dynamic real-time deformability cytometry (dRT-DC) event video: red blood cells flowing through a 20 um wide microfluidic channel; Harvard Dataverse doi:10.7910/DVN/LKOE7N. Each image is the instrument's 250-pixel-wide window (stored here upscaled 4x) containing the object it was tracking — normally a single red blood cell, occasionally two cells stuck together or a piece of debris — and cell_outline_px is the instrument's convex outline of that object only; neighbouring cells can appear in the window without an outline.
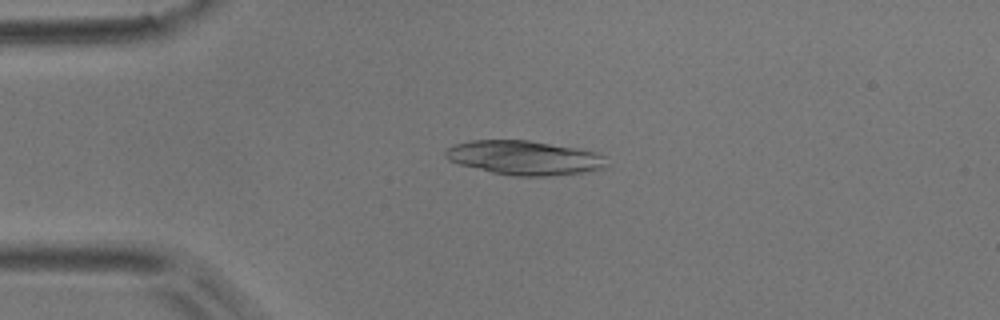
{"species": "common noctule bat (a hibernating species)", "species_latin": "Nyctalus noctula", "temperature_condition": "room temperature", "stored_images_in_passage": 5, "camera_frame_rate_fps": 3000, "um_per_image_px": 0.085, "animal": {"sex": "male", "body_mass_g": 17.9}, "frame": {"image": 1, "passage_image": 4, "time_ms": 3.333, "image_size_px": [1000, 320], "cell_outline_px": [[604, 168], [584, 172], [548, 176], [512, 176], [492, 172], [460, 164], [448, 160], [444, 156], [444, 152], [448, 148], [456, 144], [472, 140], [528, 140], [576, 148], [596, 152], [604, 156]], "centroid_in_image_um": [44.54, 13.41], "position_along_channel_um": 40.5, "area_um2": 31.85}}